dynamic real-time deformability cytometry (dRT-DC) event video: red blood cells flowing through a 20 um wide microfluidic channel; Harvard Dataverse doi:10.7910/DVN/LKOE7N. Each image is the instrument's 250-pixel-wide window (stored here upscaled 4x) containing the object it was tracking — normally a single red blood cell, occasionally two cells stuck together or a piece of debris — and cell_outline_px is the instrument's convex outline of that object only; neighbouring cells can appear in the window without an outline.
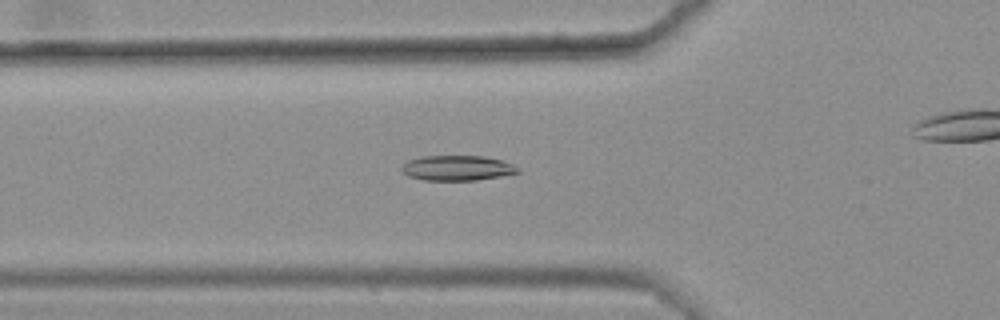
{"species": "common noctule bat (a hibernating species)", "species_latin": "Nyctalus noctula", "temperature_condition": "warm", "stored_images_in_passage": 49, "camera_frame_rate_fps": 3000, "um_per_image_px": 0.085, "animal": {"sex": "female", "body_mass_g": 25.1}, "frame": {"image": 1, "passage_image": 19, "time_ms": 6.0, "image_size_px": [1000, 320], "cell_outline_px": [[520, 172], [500, 176], [476, 180], [424, 180], [408, 176], [400, 168], [408, 160], [420, 156], [484, 156], [500, 160], [512, 164], [520, 168]], "centroid_in_image_um": [38.86, 14.28], "position_along_channel_um": 86.9, "area_um2": 16.94}}
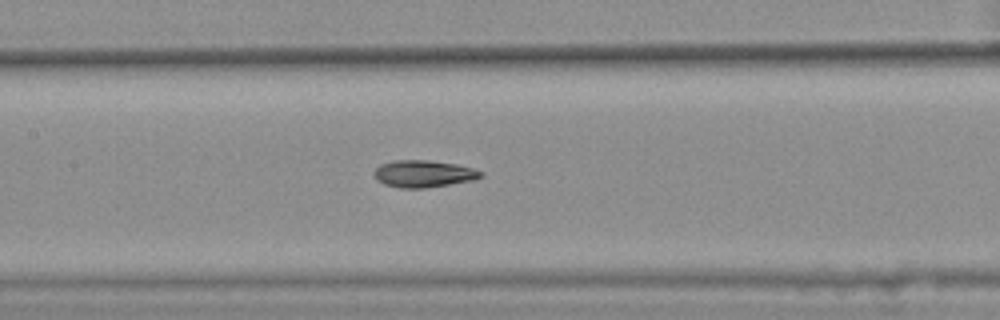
{"frame": {"image": 2, "passage_image": 26, "time_ms": 8.333, "image_size_px": [1000, 320], "cell_outline_px": [[484, 176], [472, 180], [424, 188], [400, 188], [384, 184], [376, 180], [376, 168], [380, 164], [396, 160], [428, 160], [456, 164], [472, 168], [484, 172]], "centroid_in_image_um": [36.02, 14.76], "position_along_channel_um": 171.4, "area_um2": 16.65}}
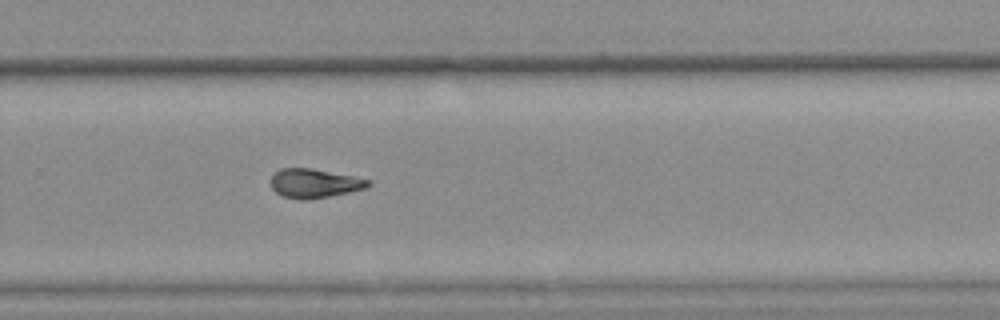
{"frame": {"image": 3, "passage_image": 37, "time_ms": 12.0, "image_size_px": [1000, 320], "cell_outline_px": [[372, 184], [364, 188], [348, 192], [328, 196], [284, 196], [276, 192], [272, 188], [272, 176], [280, 168], [312, 168], [372, 180]], "centroid_in_image_um": [26.77, 15.52], "position_along_channel_um": 303.0, "area_um2": 15.55}, "authors_computed_cell_mechanics": {"area_um2": 16.7042, "velocity_mm_per_s": 3.6026, "shape_relaxation_time_tau1_ms": null, "shape_relaxation_time_tau2_ms": 5.5437, "deformation_change_tau1": null, "deformation_change_tau2": 0.1298}}